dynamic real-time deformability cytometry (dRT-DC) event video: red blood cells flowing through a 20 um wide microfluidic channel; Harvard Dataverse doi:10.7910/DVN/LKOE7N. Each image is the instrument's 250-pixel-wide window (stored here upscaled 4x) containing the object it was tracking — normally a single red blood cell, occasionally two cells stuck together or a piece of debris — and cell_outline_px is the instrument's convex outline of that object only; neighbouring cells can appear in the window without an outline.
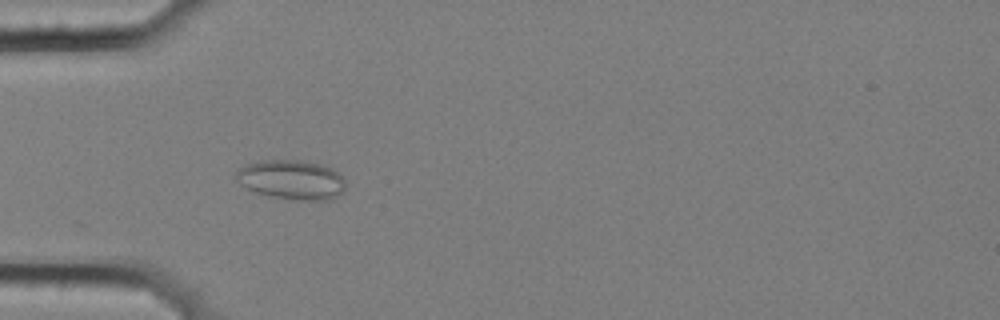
{"species": "common noctule bat (a hibernating species)", "species_latin": "Nyctalus noctula", "temperature_condition": "cold", "stored_images_in_passage": 6, "camera_frame_rate_fps": 3000, "um_per_image_px": 0.085, "animal": {"sex": "female", "body_mass_g": 25.1}, "frame": {"image": 1, "passage_image": 5, "time_ms": 1.333, "image_size_px": [1000, 320], "cell_outline_px": [[344, 192], [332, 200], [292, 200], [272, 196], [256, 192], [240, 184], [232, 176], [240, 168], [248, 164], [264, 160], [300, 160], [332, 168], [340, 172], [344, 180]], "centroid_in_image_um": [24.8, 15.29], "position_along_channel_um": 60.2, "area_um2": 25.26}}